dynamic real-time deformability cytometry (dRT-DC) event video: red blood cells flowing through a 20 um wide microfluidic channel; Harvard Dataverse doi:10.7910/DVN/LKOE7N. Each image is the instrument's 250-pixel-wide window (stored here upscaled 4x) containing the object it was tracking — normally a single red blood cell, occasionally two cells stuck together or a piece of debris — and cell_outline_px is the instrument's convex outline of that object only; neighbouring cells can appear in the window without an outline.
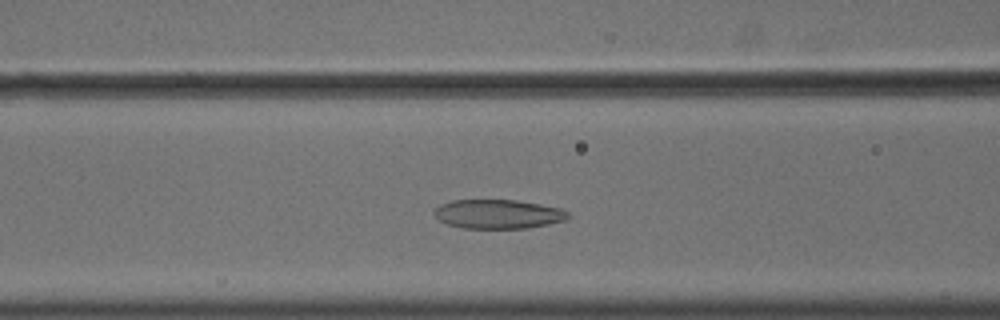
{"species": "common noctule bat (a hibernating species)", "species_latin": "Nyctalus noctula", "temperature_condition": "cold", "stored_images_in_passage": 49, "camera_frame_rate_fps": 3000, "um_per_image_px": 0.085, "animal": {"sex": "male", "body_mass_g": 18.8}, "frame": {"image": 1, "passage_image": 17, "time_ms": 5.333, "image_size_px": [1000, 320], "cell_outline_px": [[568, 216], [564, 220], [548, 224], [528, 228], [464, 228], [448, 224], [440, 220], [432, 212], [440, 204], [452, 200], [516, 200], [540, 204], [560, 208], [568, 212]], "centroid_in_image_um": [42.32, 18.19], "position_along_channel_um": 124.3, "area_um2": 22.54}}
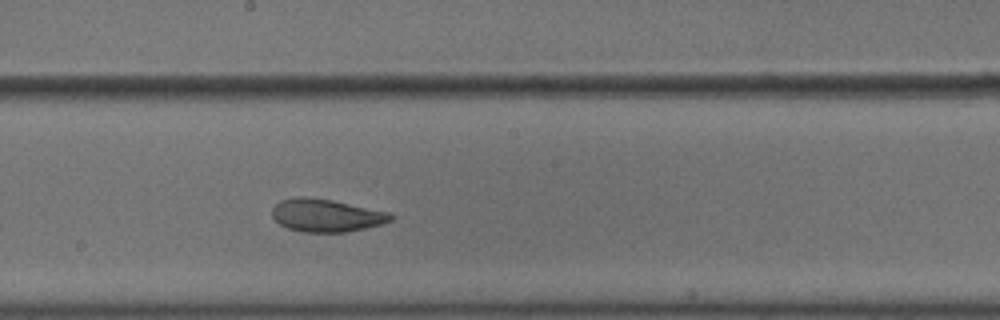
{"frame": {"image": 2, "passage_image": 25, "time_ms": 8.0, "image_size_px": [1000, 320], "cell_outline_px": [[392, 220], [380, 224], [364, 228], [344, 232], [304, 232], [288, 228], [280, 224], [272, 216], [272, 208], [280, 200], [296, 196], [304, 196], [332, 200], [388, 212], [392, 216]], "centroid_in_image_um": [27.68, 18.3], "position_along_channel_um": 220.5, "area_um2": 22.43}}
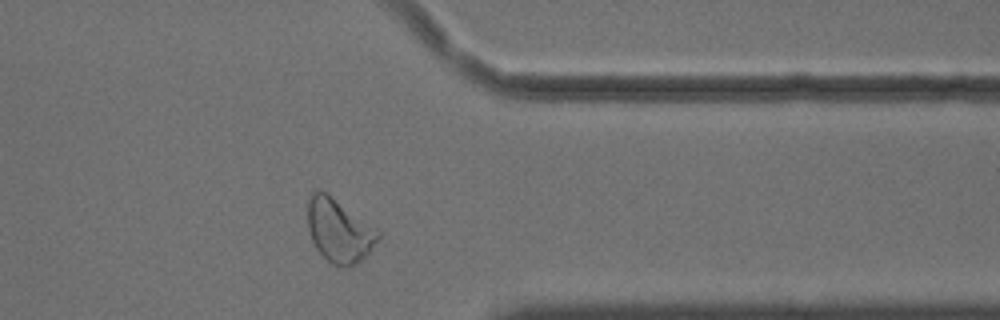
{"frame": {"image": 3, "passage_image": 39, "time_ms": 12.667, "image_size_px": [1000, 320], "cell_outline_px": [[380, 236], [368, 252], [356, 264], [348, 268], [344, 268], [332, 264], [316, 248], [312, 240], [308, 228], [308, 196], [316, 188], [328, 192], [376, 228], [380, 232]], "centroid_in_image_um": [28.79, 19.56], "position_along_channel_um": 382.6, "area_um2": 26.07}, "authors_computed_cell_mechanics": {"area_um2": 24.3338, "velocity_mm_per_s": 3.6008, "shape_relaxation_time_tau1_ms": 5.5198, "shape_relaxation_time_tau2_ms": 1.7158, "deformation_change_tau1": 0.1434, "deformation_change_tau2": 0.075}}